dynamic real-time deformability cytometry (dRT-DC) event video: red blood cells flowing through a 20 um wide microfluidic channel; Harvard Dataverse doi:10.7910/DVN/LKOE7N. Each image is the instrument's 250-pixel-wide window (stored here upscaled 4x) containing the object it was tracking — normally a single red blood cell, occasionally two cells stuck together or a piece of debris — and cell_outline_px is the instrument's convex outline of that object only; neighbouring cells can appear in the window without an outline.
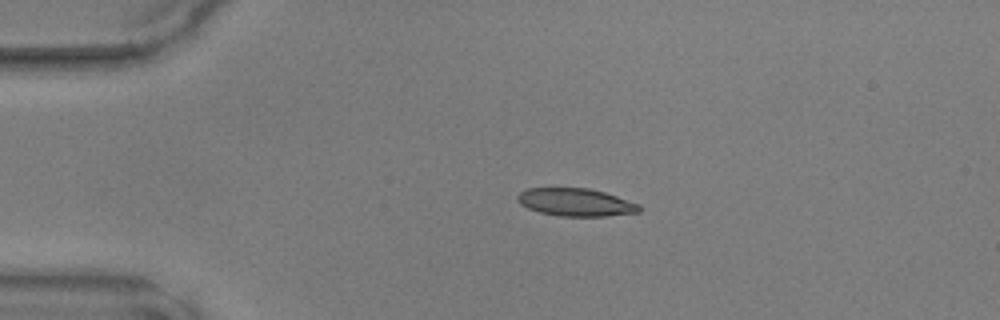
{"species": "common noctule bat (a hibernating species)", "species_latin": "Nyctalus noctula", "temperature_condition": "warm", "stored_images_in_passage": 38, "camera_frame_rate_fps": 3000, "um_per_image_px": 0.085, "animal": {"sex": "male", "body_mass_g": 17.9, "forearm_length_mm": 54.2}, "frame": {"image": 1, "passage_image": 1, "time_ms": 0.0, "image_size_px": [1000, 320], "cell_outline_px": [[640, 212], [608, 216], [560, 216], [540, 212], [528, 208], [520, 204], [516, 200], [516, 196], [520, 192], [528, 188], [588, 188], [604, 192], [640, 204]], "centroid_in_image_um": [48.93, 17.19], "position_along_channel_um": 36.1, "area_um2": 19.71}}
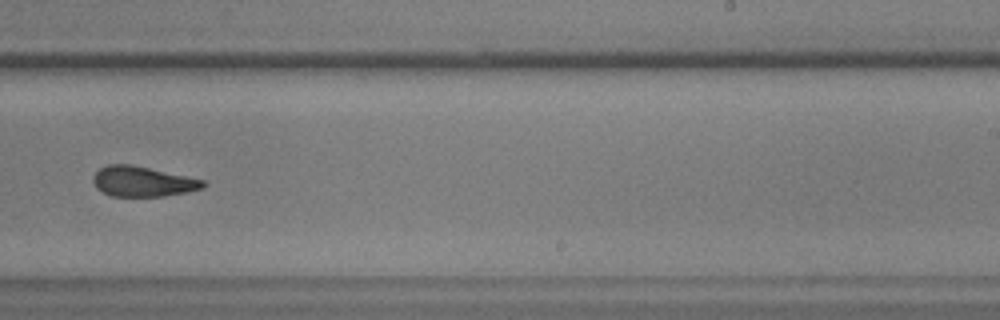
{"frame": {"image": 2, "passage_image": 21, "time_ms": 6.667, "image_size_px": [1000, 320], "cell_outline_px": [[208, 184], [204, 188], [164, 196], [112, 196], [96, 188], [92, 180], [92, 176], [100, 168], [108, 164], [132, 164], [204, 180]], "centroid_in_image_um": [12.11, 15.42], "position_along_channel_um": 276.9, "area_um2": 19.31}}
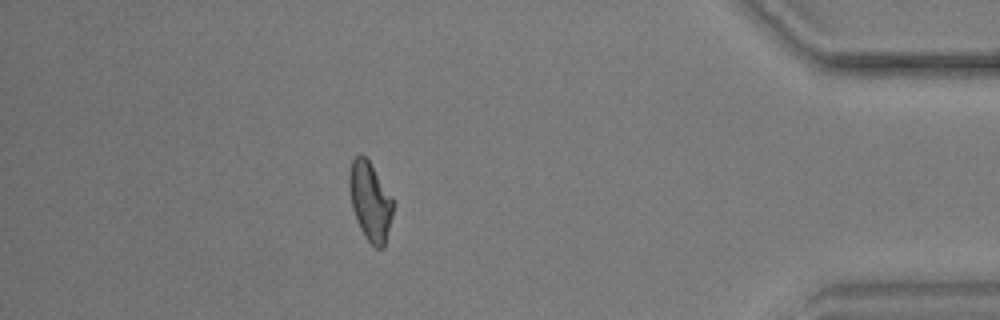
{"frame": {"image": 3, "passage_image": 33, "time_ms": 10.667, "image_size_px": [1000, 320], "cell_outline_px": [[392, 216], [384, 248], [376, 248], [364, 236], [360, 228], [352, 208], [348, 184], [348, 180], [352, 160], [356, 156], [364, 156], [368, 160], [392, 196]], "centroid_in_image_um": [31.45, 17.13], "position_along_channel_um": 403.7, "area_um2": 19.77}}